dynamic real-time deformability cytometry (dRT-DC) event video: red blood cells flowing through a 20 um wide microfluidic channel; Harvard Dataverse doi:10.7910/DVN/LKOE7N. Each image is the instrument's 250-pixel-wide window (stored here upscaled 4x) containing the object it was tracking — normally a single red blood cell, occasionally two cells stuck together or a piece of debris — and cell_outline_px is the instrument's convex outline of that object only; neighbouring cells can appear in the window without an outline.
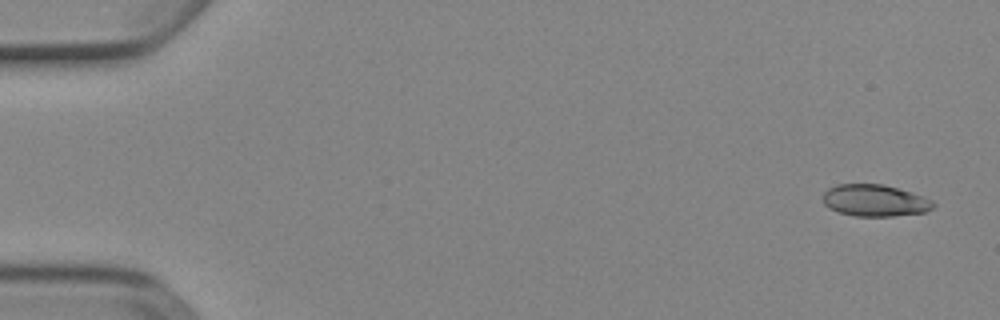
{"species": "Egyptian fruit bat (a non-hibernating species)", "species_latin": "Rousettus aegyptiacus", "temperature_condition": "cold", "stored_images_in_passage": 4, "camera_frame_rate_fps": 3000, "um_per_image_px": 0.085, "animal": {"sex": "female"}, "frame": {"image": 1, "passage_image": 1, "time_ms": 0.0, "image_size_px": [1000, 320], "cell_outline_px": [[936, 204], [932, 208], [924, 212], [892, 216], [856, 216], [840, 212], [828, 208], [824, 204], [820, 196], [828, 188], [836, 184], [884, 184], [912, 192], [932, 200]], "centroid_in_image_um": [74.32, 17.03], "position_along_channel_um": 10.7, "area_um2": 20.58}}
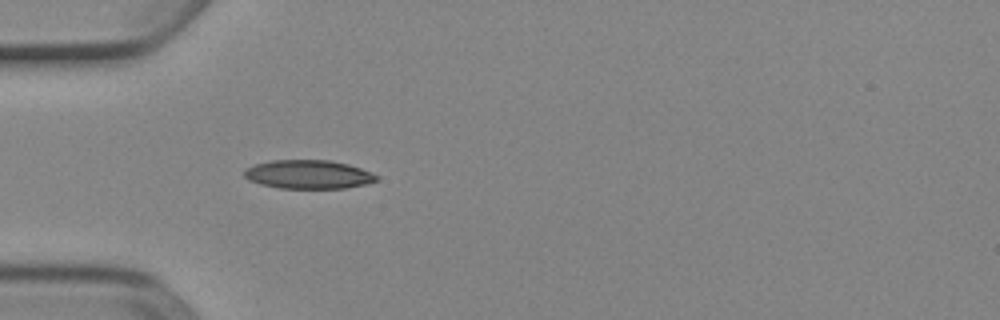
{"frame": {"image": 2, "passage_image": 4, "time_ms": 1.0, "image_size_px": [1000, 320], "cell_outline_px": [[380, 176], [376, 180], [364, 184], [344, 188], [280, 188], [260, 184], [248, 180], [244, 176], [244, 172], [248, 168], [256, 164], [272, 160], [328, 160], [348, 164], [360, 168]], "centroid_in_image_um": [26.2, 14.82], "position_along_channel_um": 58.8, "area_um2": 21.91}}